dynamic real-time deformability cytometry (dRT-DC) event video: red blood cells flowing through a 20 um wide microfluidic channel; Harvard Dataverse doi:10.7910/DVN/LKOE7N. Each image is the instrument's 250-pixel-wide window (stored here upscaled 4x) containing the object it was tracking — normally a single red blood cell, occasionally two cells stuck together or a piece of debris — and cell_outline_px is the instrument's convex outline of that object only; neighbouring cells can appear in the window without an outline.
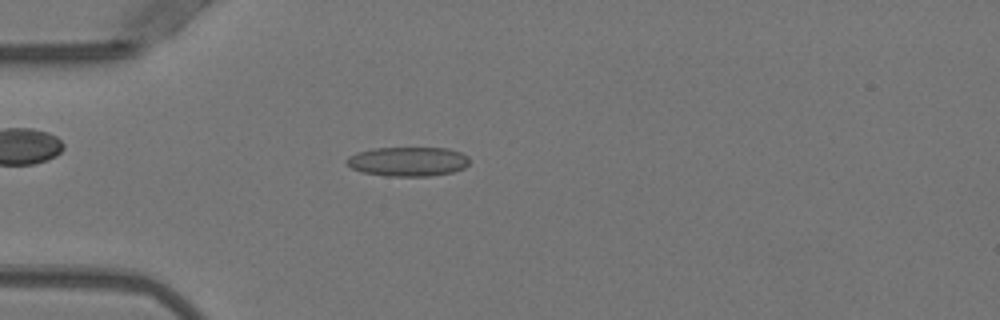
{"species": "Egyptian fruit bat (a non-hibernating species)", "species_latin": "Rousettus aegyptiacus", "temperature_condition": "warm", "stored_images_in_passage": 51, "camera_frame_rate_fps": 3000, "um_per_image_px": 0.085, "animal": {"sex": "female"}, "frame": {"image": 1, "passage_image": 14, "time_ms": 4.333, "image_size_px": [1000, 320], "cell_outline_px": [[468, 164], [464, 168], [452, 172], [428, 176], [388, 176], [364, 172], [352, 168], [344, 160], [348, 156], [356, 152], [372, 148], [448, 148], [460, 152], [468, 156]], "centroid_in_image_um": [34.66, 13.72], "position_along_channel_um": 50.3, "area_um2": 20.98}}
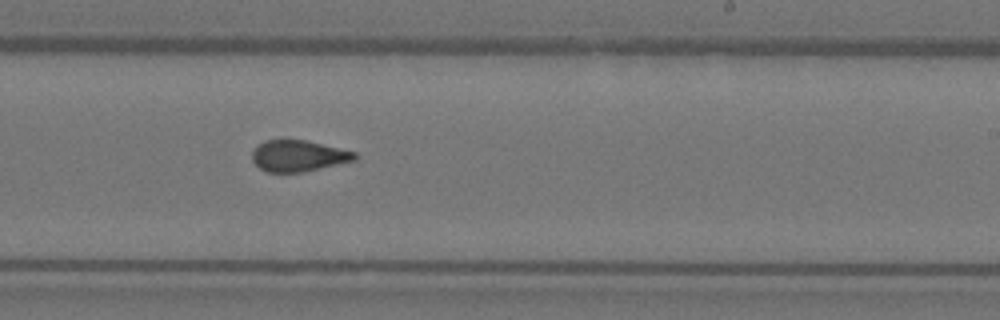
{"frame": {"image": 2, "passage_image": 31, "time_ms": 10.0, "image_size_px": [1000, 320], "cell_outline_px": [[356, 160], [304, 172], [268, 172], [260, 168], [252, 160], [252, 148], [256, 144], [264, 140], [308, 140], [356, 152]], "centroid_in_image_um": [25.34, 13.24], "position_along_channel_um": 263.7, "area_um2": 18.84}}
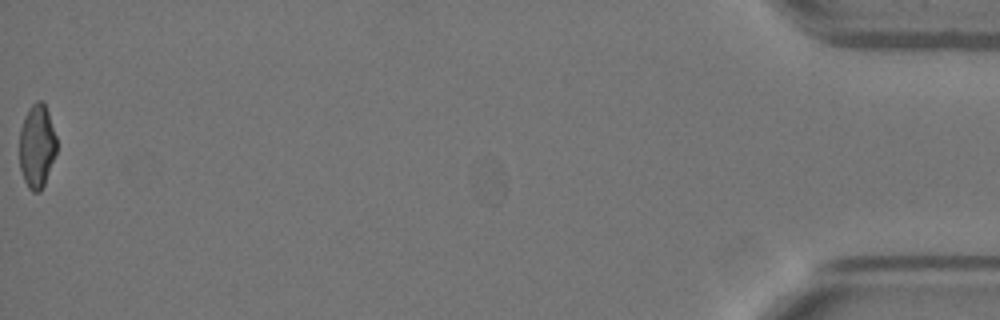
{"frame": {"image": 3, "passage_image": 51, "time_ms": 16.667, "image_size_px": [1000, 320], "cell_outline_px": [[56, 152], [44, 184], [40, 192], [32, 192], [28, 188], [24, 180], [20, 168], [20, 128], [24, 116], [28, 108], [36, 100], [40, 100], [44, 104], [48, 112], [56, 136]], "centroid_in_image_um": [3.12, 12.41], "position_along_channel_um": 432.1, "area_um2": 18.03}, "authors_computed_cell_mechanics": {"area_um2": 19.941, "velocity_mm_per_s": 3.9848, "shape_relaxation_time_tau1_ms": null, "shape_relaxation_time_tau2_ms": 1.3633, "deformation_change_tau1": null, "deformation_change_tau2": 0.0816}}